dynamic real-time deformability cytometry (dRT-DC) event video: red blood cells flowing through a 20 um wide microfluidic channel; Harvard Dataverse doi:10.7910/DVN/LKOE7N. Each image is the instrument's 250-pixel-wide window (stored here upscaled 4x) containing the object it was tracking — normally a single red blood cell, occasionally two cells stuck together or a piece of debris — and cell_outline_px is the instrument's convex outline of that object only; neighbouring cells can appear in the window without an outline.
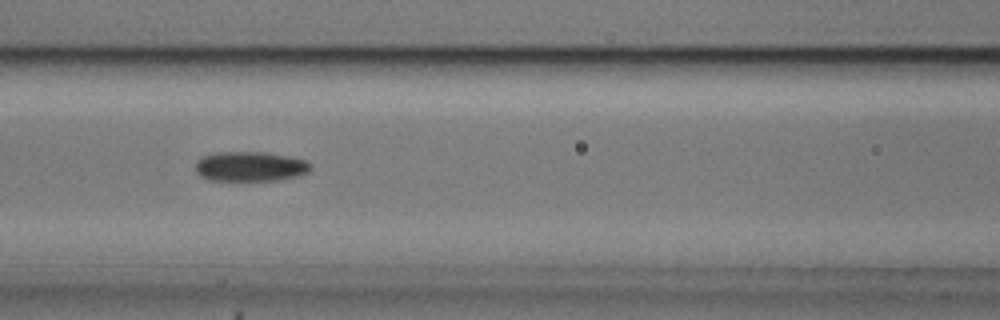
{"species": "common noctule bat (a hibernating species)", "species_latin": "Nyctalus noctula", "temperature_condition": "cold", "stored_images_in_passage": 8, "camera_frame_rate_fps": 3000, "um_per_image_px": 0.085, "animal": {"sex": "male", "body_mass_g": 20.5, "forearm_length_mm": 52.5}, "frame": {"image": 1, "passage_image": 7, "time_ms": 2.0, "image_size_px": [1000, 320], "cell_outline_px": [[312, 168], [308, 172], [300, 176], [276, 180], [208, 180], [200, 176], [196, 172], [196, 160], [200, 156], [216, 152], [268, 152], [288, 156], [304, 160], [312, 164]], "centroid_in_image_um": [21.26, 14.14], "position_along_channel_um": 145.3, "area_um2": 20.23}}
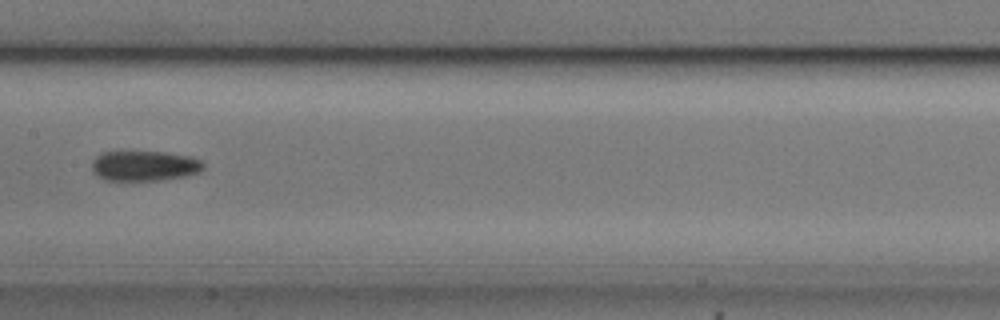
{"frame": {"image": 2, "passage_image": 8, "time_ms": 2.333, "image_size_px": [1000, 320], "cell_outline_px": [[204, 168], [200, 172], [184, 176], [160, 180], [104, 180], [96, 176], [92, 172], [92, 160], [100, 152], [164, 152], [192, 156], [200, 160], [204, 164]], "centroid_in_image_um": [12.26, 14.09], "position_along_channel_um": 195.1, "area_um2": 19.77}}